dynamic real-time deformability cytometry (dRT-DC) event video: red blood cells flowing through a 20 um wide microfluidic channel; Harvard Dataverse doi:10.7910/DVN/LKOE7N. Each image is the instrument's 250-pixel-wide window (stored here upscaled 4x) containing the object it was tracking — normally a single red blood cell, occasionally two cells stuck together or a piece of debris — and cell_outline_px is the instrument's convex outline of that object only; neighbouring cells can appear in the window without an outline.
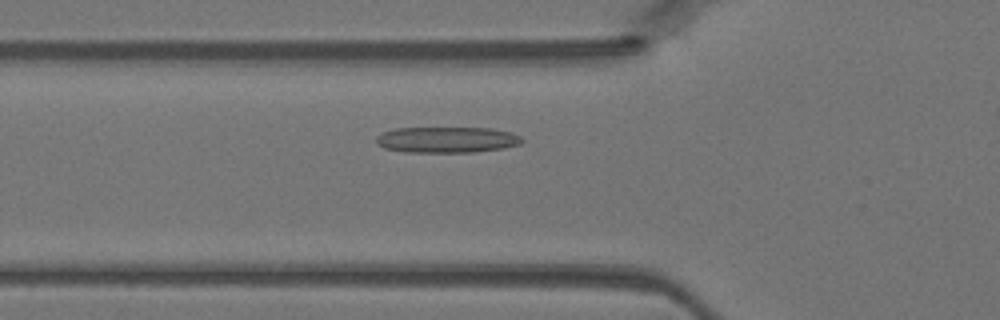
{"species": "Egyptian fruit bat (a non-hibernating species)", "species_latin": "Rousettus aegyptiacus", "temperature_condition": "warm", "stored_images_in_passage": 34, "segment_of_instrument_passage": [1, 2], "camera_frame_rate_fps": 3000, "um_per_image_px": 0.085, "animal": {"sex": "female"}, "frame": {"image": 1, "passage_image": 9, "time_ms": 2.667, "image_size_px": [1000, 320], "cell_outline_px": [[524, 140], [520, 144], [504, 148], [472, 152], [404, 152], [384, 148], [376, 144], [376, 136], [384, 132], [396, 128], [492, 128], [512, 132], [520, 136]], "centroid_in_image_um": [37.99, 11.88], "position_along_channel_um": 87.8, "area_um2": 22.14}}
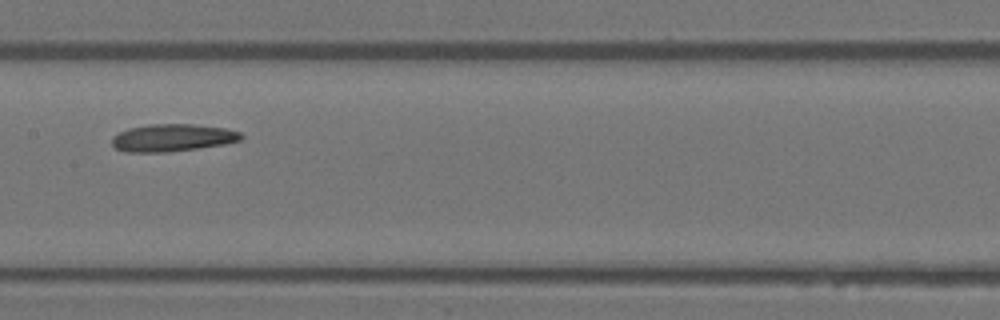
{"frame": {"image": 2, "passage_image": 16, "time_ms": 5.0, "image_size_px": [1000, 320], "cell_outline_px": [[244, 136], [240, 140], [224, 144], [168, 152], [128, 152], [116, 148], [112, 144], [112, 136], [128, 128], [148, 124], [192, 124], [224, 128], [240, 132]], "centroid_in_image_um": [14.64, 11.7], "position_along_channel_um": 192.8, "area_um2": 20.52}}
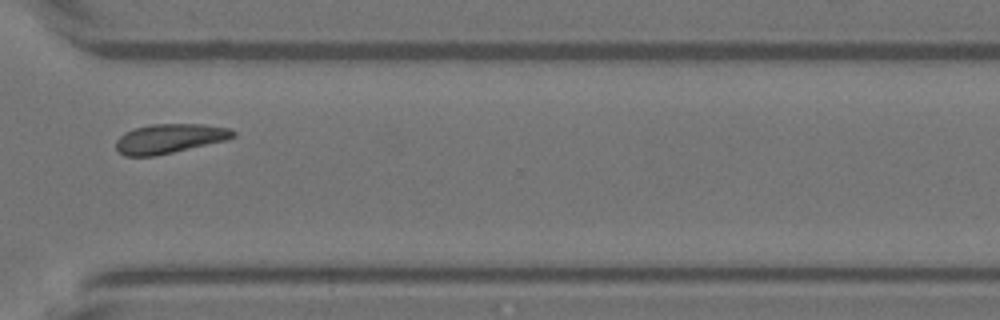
{"frame": {"image": 3, "passage_image": 27, "time_ms": 8.667, "image_size_px": [1000, 320], "cell_outline_px": [[236, 136], [224, 140], [156, 156], [124, 156], [116, 148], [116, 140], [124, 132], [136, 128], [152, 124], [204, 124], [232, 128], [236, 132]], "centroid_in_image_um": [14.41, 11.77], "position_along_channel_um": 356.2, "area_um2": 20.0}}